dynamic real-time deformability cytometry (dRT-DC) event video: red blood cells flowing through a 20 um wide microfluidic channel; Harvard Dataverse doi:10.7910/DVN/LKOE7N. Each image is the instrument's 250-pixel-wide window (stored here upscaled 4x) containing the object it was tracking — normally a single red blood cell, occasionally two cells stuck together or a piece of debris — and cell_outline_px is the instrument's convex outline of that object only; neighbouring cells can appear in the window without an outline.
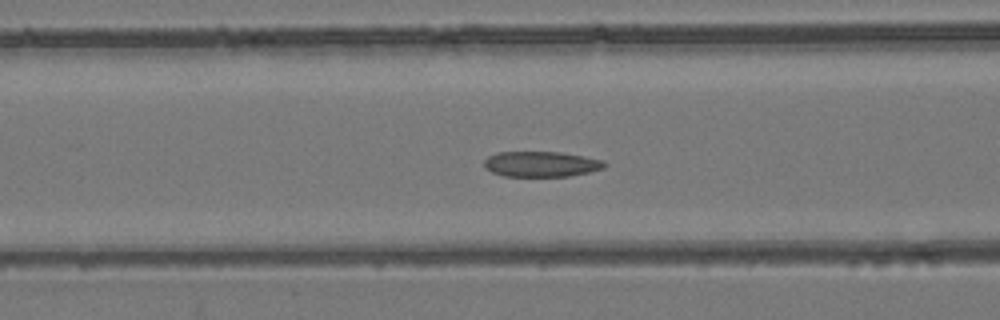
{"species": "common noctule bat (a hibernating species)", "species_latin": "Nyctalus noctula", "temperature_condition": "room temperature", "stored_images_in_passage": 53, "camera_frame_rate_fps": 3000, "um_per_image_px": 0.085, "animal": {"sex": "female", "body_mass_g": 24.6, "forearm_length_mm": 56.2}, "frame": {"image": 1, "passage_image": 21, "time_ms": 6.667, "image_size_px": [1000, 320], "cell_outline_px": [[608, 164], [604, 168], [588, 172], [568, 176], [504, 176], [492, 172], [484, 168], [484, 160], [488, 156], [496, 152], [560, 152], [604, 160]], "centroid_in_image_um": [45.98, 13.94], "position_along_channel_um": 120.6, "area_um2": 17.86}}
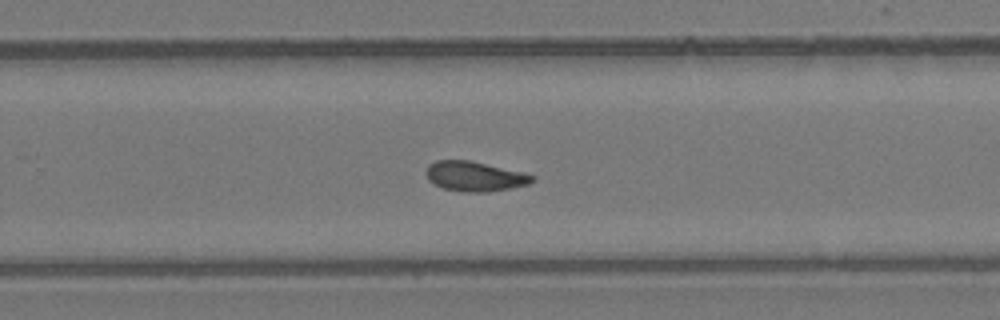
{"frame": {"image": 2, "passage_image": 34, "time_ms": 11.0, "image_size_px": [1000, 320], "cell_outline_px": [[536, 180], [528, 184], [488, 192], [468, 192], [444, 188], [432, 184], [428, 180], [424, 172], [428, 164], [436, 160], [468, 160], [524, 172], [536, 176]], "centroid_in_image_um": [40.33, 14.98], "position_along_channel_um": 289.5, "area_um2": 18.55}}
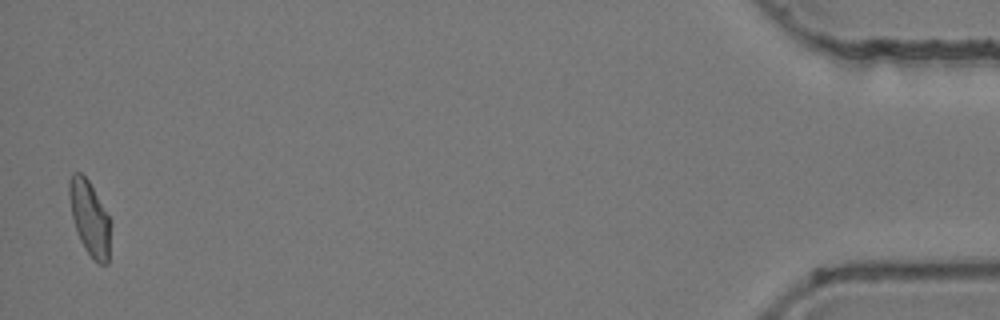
{"frame": {"image": 3, "passage_image": 52, "time_ms": 17.0, "image_size_px": [1000, 320], "cell_outline_px": [[112, 220], [108, 264], [100, 264], [84, 248], [80, 240], [72, 216], [68, 196], [68, 180], [72, 172], [80, 172], [88, 180]], "centroid_in_image_um": [7.64, 18.51], "position_along_channel_um": 427.6, "area_um2": 18.15}, "authors_computed_cell_mechanics": {"area_um2": 18.5538, "velocity_mm_per_s": 3.9046, "shape_relaxation_time_tau1_ms": null, "shape_relaxation_time_tau2_ms": 7.4282, "deformation_change_tau1": null, "deformation_change_tau2": 0.1357}}